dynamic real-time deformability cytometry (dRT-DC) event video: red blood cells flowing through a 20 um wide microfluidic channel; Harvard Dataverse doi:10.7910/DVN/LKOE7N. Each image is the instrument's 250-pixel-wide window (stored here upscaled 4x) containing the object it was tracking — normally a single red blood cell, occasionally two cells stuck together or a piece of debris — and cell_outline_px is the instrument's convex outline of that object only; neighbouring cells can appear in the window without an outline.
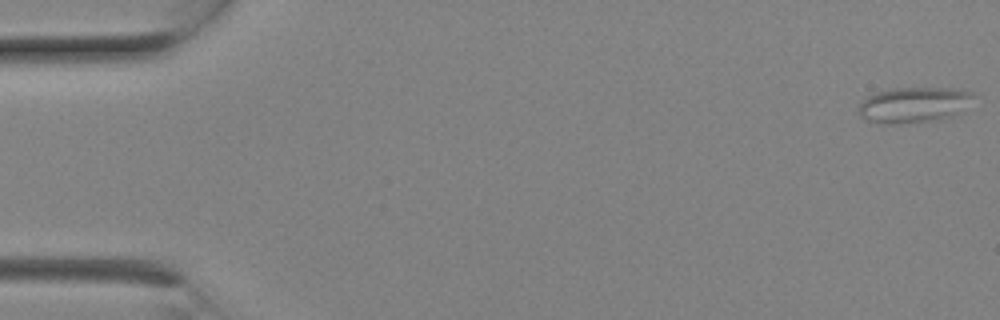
{"species": "Egyptian fruit bat (a non-hibernating species)", "species_latin": "Rousettus aegyptiacus", "temperature_condition": "room temperature", "stored_images_in_passage": 3, "camera_frame_rate_fps": 3000, "um_per_image_px": 0.085, "animal": {"sex": "female"}, "frame": {"image": 1, "passage_image": 1, "time_ms": 0.0, "image_size_px": [1000, 320], "cell_outline_px": [[972, 96], [948, 116], [940, 120], [900, 124], [888, 124], [868, 120], [860, 116], [856, 108], [868, 96], [876, 92], [892, 88], [960, 88], [972, 92]], "centroid_in_image_um": [77.53, 8.9], "position_along_channel_um": 7.5, "area_um2": 23.18}}
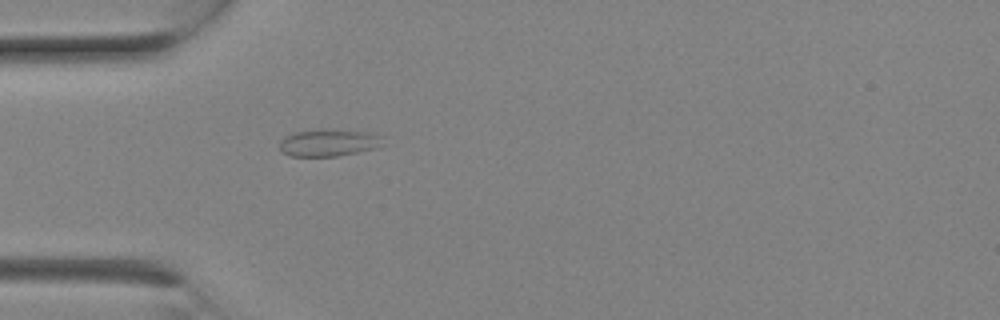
{"frame": {"image": 2, "passage_image": 3, "time_ms": 0.667, "image_size_px": [1000, 320], "cell_outline_px": [[380, 136], [376, 148], [336, 156], [292, 156], [280, 152], [280, 140], [296, 132], [324, 128], [360, 132]], "centroid_in_image_um": [27.81, 12.14], "position_along_channel_um": 57.2, "area_um2": 15.78}}